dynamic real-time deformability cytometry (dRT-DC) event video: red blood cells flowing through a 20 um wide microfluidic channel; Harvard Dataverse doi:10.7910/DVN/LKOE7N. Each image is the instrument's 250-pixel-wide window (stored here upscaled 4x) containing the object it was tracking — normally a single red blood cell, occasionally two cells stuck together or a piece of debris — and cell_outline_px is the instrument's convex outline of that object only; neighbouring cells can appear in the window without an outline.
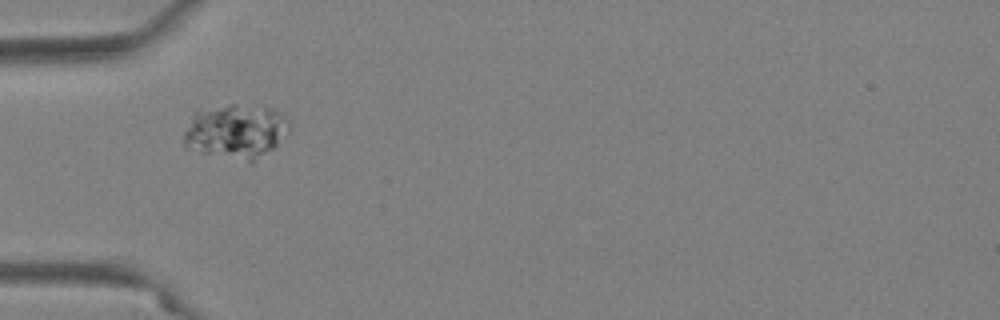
{"species": "Egyptian fruit bat (a non-hibernating species)", "species_latin": "Rousettus aegyptiacus", "temperature_condition": "warm", "stored_images_in_passage": 38, "camera_frame_rate_fps": 3000, "um_per_image_px": 0.085, "animal": {"sex": "female"}, "frame": {"image": 1, "passage_image": 1, "time_ms": 0.0, "image_size_px": [1000, 320], "cell_outline_px": [[288, 128], [276, 148], [252, 164], [248, 164], [184, 148], [184, 132], [192, 112], [196, 108], [232, 104], [236, 104], [272, 108], [288, 116]], "centroid_in_image_um": [20.02, 11.19], "position_along_channel_um": 65.0, "area_um2": 34.56}}
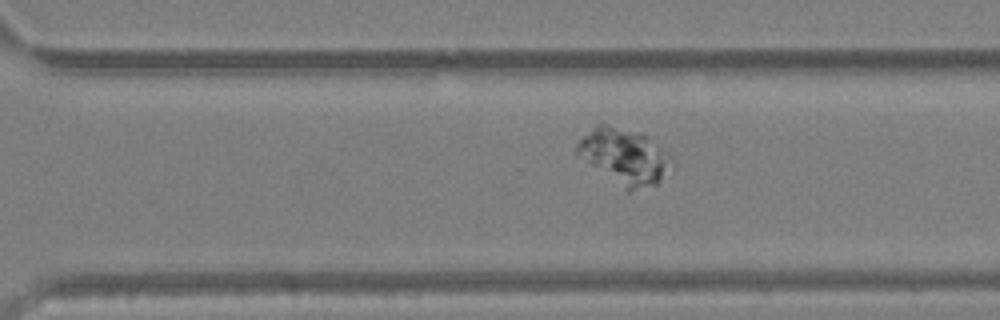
{"frame": {"image": 2, "passage_image": 22, "time_ms": 7.0, "image_size_px": [1000, 320], "cell_outline_px": [[676, 168], [656, 184], [628, 192], [588, 164], [572, 152], [576, 144], [596, 124], [604, 124], [640, 132], [648, 136], [676, 164]], "centroid_in_image_um": [53.07, 13.31], "position_along_channel_um": 317.5, "area_um2": 30.98}}
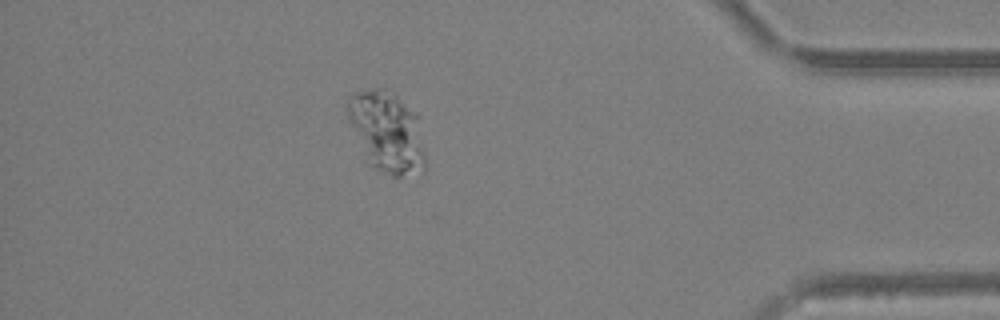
{"frame": {"image": 3, "passage_image": 32, "time_ms": 10.333, "image_size_px": [1000, 320], "cell_outline_px": [[428, 160], [424, 172], [400, 176], [392, 176], [368, 164], [364, 160], [348, 120], [344, 104], [348, 96], [356, 92], [376, 88], [396, 96], [416, 112], [420, 116]], "centroid_in_image_um": [32.91, 11.25], "position_along_channel_um": 402.3, "area_um2": 37.8}}